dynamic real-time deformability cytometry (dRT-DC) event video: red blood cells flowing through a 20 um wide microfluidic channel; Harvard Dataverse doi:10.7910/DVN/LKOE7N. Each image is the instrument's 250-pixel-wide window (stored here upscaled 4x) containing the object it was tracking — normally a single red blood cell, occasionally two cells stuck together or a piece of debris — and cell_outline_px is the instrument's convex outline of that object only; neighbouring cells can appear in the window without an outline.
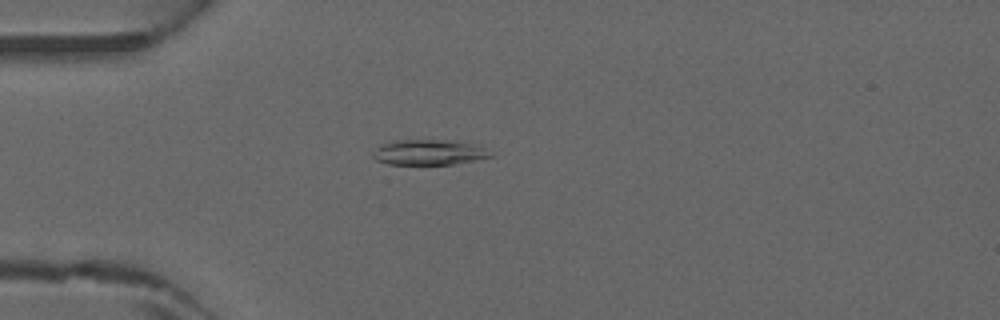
{"species": "common noctule bat (a hibernating species)", "species_latin": "Nyctalus noctula", "temperature_condition": "warm", "stored_images_in_passage": 29, "camera_frame_rate_fps": 3000, "um_per_image_px": 0.085, "animal": {"sex": "male", "forearm_length_mm": 52.5}, "frame": {"image": 1, "passage_image": 13, "time_ms": 4.0, "image_size_px": [1000, 320], "cell_outline_px": [[492, 156], [476, 160], [452, 164], [388, 164], [376, 160], [372, 156], [372, 152], [380, 144], [392, 140], [456, 140], [472, 144], [480, 148]], "centroid_in_image_um": [36.34, 12.94], "position_along_channel_um": 48.7, "area_um2": 17.17}}
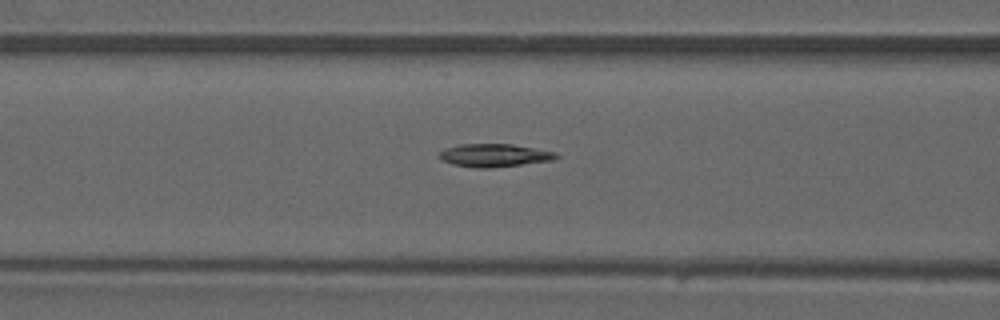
{"frame": {"image": 2, "passage_image": 19, "time_ms": 6.0, "image_size_px": [1000, 320], "cell_outline_px": [[560, 156], [556, 160], [488, 168], [476, 168], [452, 164], [444, 160], [440, 156], [440, 152], [448, 148], [460, 144], [512, 144], [556, 152]], "centroid_in_image_um": [42.09, 13.2], "position_along_channel_um": 124.5, "area_um2": 15.49}}
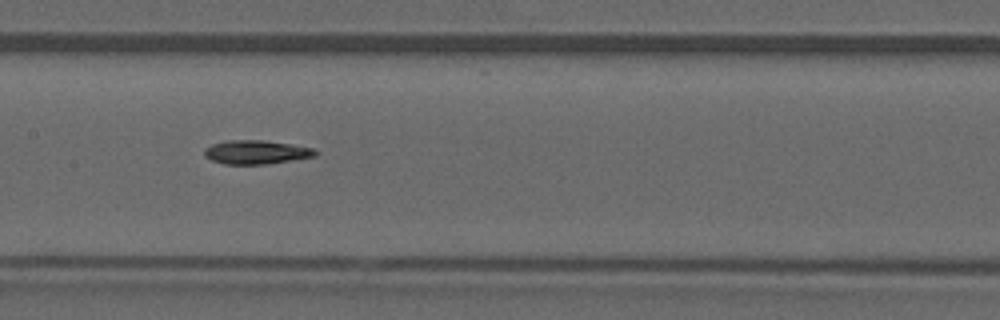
{"frame": {"image": 3, "passage_image": 23, "time_ms": 7.333, "image_size_px": [1000, 320], "cell_outline_px": [[320, 152], [316, 156], [268, 164], [224, 164], [212, 160], [204, 156], [204, 148], [212, 144], [228, 140], [264, 140], [312, 148]], "centroid_in_image_um": [21.76, 12.93], "position_along_channel_um": 185.6, "area_um2": 15.37}}